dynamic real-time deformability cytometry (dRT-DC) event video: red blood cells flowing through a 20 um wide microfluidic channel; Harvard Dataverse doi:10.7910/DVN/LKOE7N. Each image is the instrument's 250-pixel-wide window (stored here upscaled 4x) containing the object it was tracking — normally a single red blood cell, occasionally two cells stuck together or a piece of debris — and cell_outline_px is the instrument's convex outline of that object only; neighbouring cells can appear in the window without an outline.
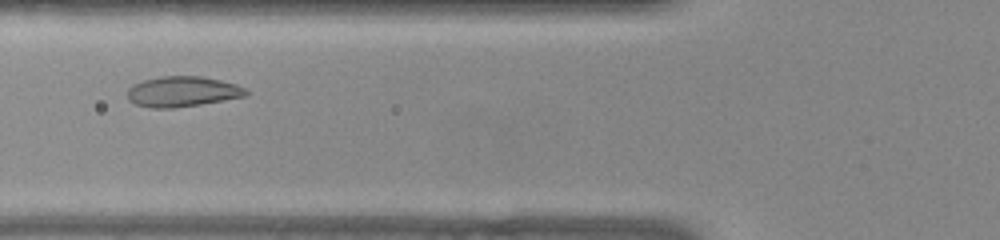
{"species": "common noctule bat (a hibernating species)", "species_latin": "Nyctalus noctula", "temperature_condition": "warm", "stored_images_in_passage": 32, "camera_frame_rate_fps": 3000, "um_per_image_px": 0.085, "animal": {"sex": "female", "body_mass_g": 22.0, "forearm_length_mm": 56.7}, "frame": {"image": 1, "passage_image": 6, "time_ms": 1.667, "image_size_px": [1000, 240], "cell_outline_px": [[248, 96], [200, 104], [172, 108], [152, 108], [136, 104], [128, 100], [128, 88], [132, 84], [144, 80], [160, 76], [200, 76], [220, 80], [236, 84], [244, 88], [248, 92]], "centroid_in_image_um": [15.5, 7.78], "position_along_channel_um": 110.3, "area_um2": 20.98}}
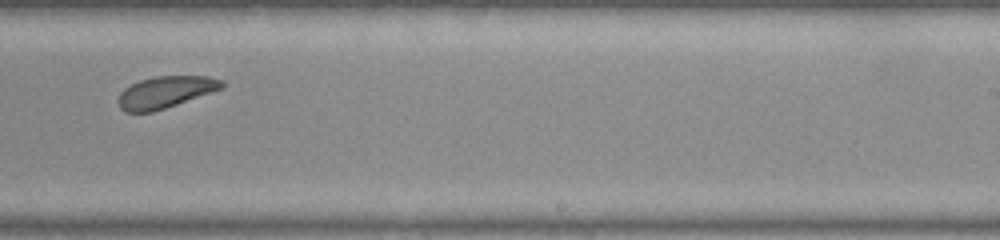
{"frame": {"image": 2, "passage_image": 19, "time_ms": 6.0, "image_size_px": [1000, 240], "cell_outline_px": [[224, 84], [220, 88], [176, 104], [152, 112], [124, 112], [120, 108], [116, 100], [120, 92], [124, 88], [140, 80], [156, 76], [208, 76], [224, 80]], "centroid_in_image_um": [13.98, 7.83], "position_along_channel_um": 275.0, "area_um2": 18.9}}
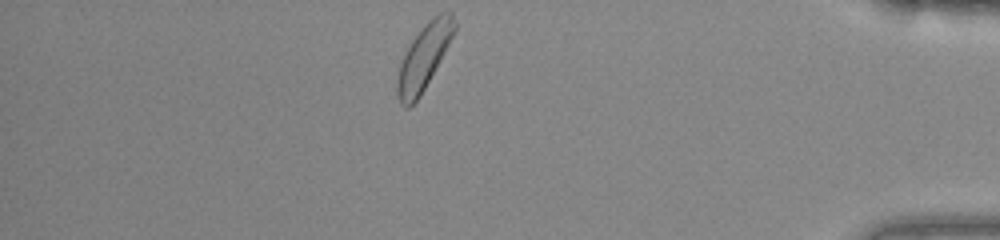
{"frame": {"image": 3, "passage_image": 32, "time_ms": 10.333, "image_size_px": [1000, 240], "cell_outline_px": [[456, 28], [444, 52], [420, 96], [408, 108], [404, 108], [400, 104], [396, 96], [396, 80], [400, 60], [404, 52], [412, 40], [424, 24], [432, 16], [440, 12], [452, 12], [456, 24]], "centroid_in_image_um": [35.98, 4.86], "position_along_channel_um": 399.2, "area_um2": 21.62}, "authors_computed_cell_mechanics": {"area_um2": 20.2011, "velocity_mm_per_s": 3.8074, "shape_relaxation_time_tau1_ms": 1.3693, "shape_relaxation_time_tau2_ms": null, "deformation_change_tau1": 0.0703, "deformation_change_tau2": null}}